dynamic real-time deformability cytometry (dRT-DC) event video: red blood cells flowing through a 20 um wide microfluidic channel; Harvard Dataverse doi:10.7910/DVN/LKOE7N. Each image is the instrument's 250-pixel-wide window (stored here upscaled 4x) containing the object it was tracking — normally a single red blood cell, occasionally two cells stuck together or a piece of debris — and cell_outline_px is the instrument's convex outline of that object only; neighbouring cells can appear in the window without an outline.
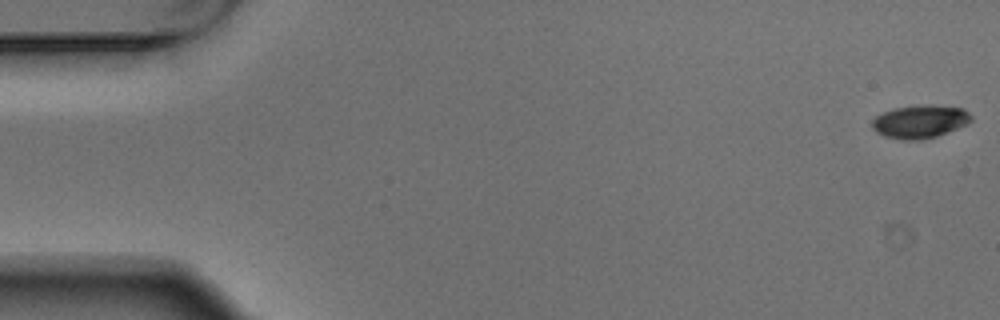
{"species": "Egyptian fruit bat (a non-hibernating species)", "species_latin": "Rousettus aegyptiacus", "temperature_condition": "warm", "stored_images_in_passage": 5, "camera_frame_rate_fps": 3000, "um_per_image_px": 0.085, "animal": {"sex": "male"}, "frame": {"image": 1, "passage_image": 1, "time_ms": 0.0, "image_size_px": [1000, 320], "cell_outline_px": [[972, 120], [956, 128], [936, 136], [920, 140], [900, 140], [884, 136], [876, 132], [872, 128], [872, 120], [876, 116], [884, 112], [896, 108], [924, 104], [932, 104], [964, 108], [972, 116]], "centroid_in_image_um": [78.18, 10.32], "position_along_channel_um": 6.8, "area_um2": 19.07}}
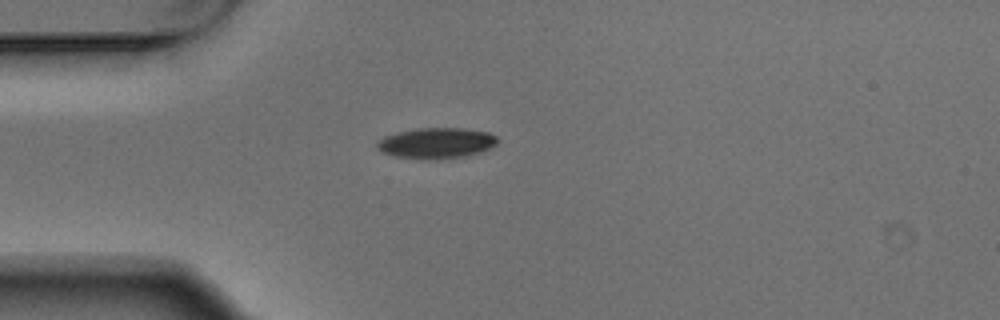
{"frame": {"image": 2, "passage_image": 4, "time_ms": 1.0, "image_size_px": [1000, 320], "cell_outline_px": [[496, 144], [480, 152], [464, 156], [436, 160], [424, 160], [396, 156], [380, 152], [376, 148], [376, 144], [384, 136], [416, 128], [464, 128], [488, 132], [496, 136]], "centroid_in_image_um": [37.06, 12.17], "position_along_channel_um": 47.9, "area_um2": 21.56}}